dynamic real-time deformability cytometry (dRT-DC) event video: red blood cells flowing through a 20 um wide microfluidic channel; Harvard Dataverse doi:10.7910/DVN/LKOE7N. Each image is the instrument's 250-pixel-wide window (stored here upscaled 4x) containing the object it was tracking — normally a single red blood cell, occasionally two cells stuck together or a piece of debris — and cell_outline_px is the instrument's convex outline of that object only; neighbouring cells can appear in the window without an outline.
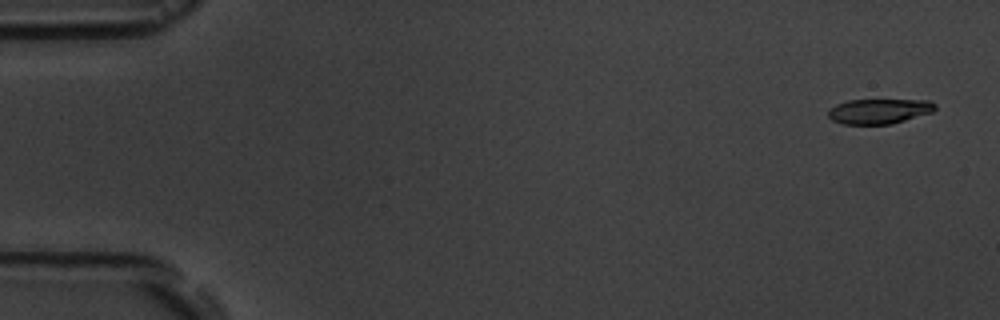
{"species": "common noctule bat (a hibernating species)", "species_latin": "Nyctalus noctula", "temperature_condition": "room temperature", "stored_images_in_passage": 5, "camera_frame_rate_fps": 3000, "um_per_image_px": 0.085, "animal": {"sex": "male", "body_mass_g": 19.5, "forearm_length_mm": 54.6}, "frame": {"image": 1, "passage_image": 1, "time_ms": 0.0, "image_size_px": [1000, 320], "cell_outline_px": [[936, 108], [932, 112], [892, 124], [844, 124], [832, 120], [828, 116], [828, 112], [836, 104], [848, 100], [928, 100], [936, 104]], "centroid_in_image_um": [74.73, 9.45], "position_along_channel_um": 10.3, "area_um2": 15.49}}
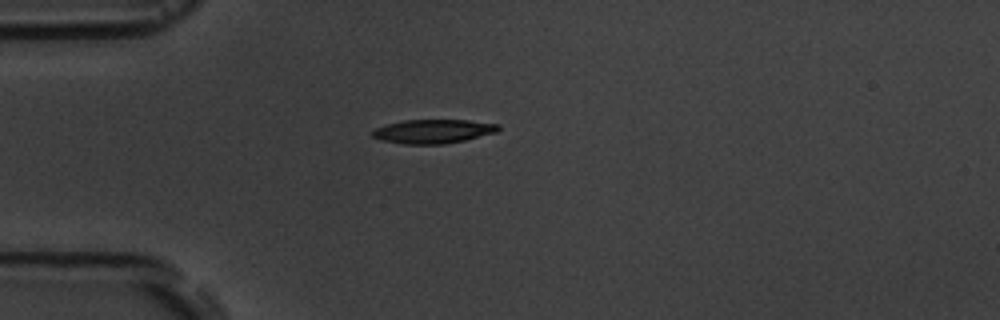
{"frame": {"image": 2, "passage_image": 5, "time_ms": 4.333, "image_size_px": [1000, 320], "cell_outline_px": [[500, 128], [496, 132], [464, 140], [444, 144], [404, 144], [380, 140], [372, 136], [372, 132], [376, 128], [388, 124], [404, 120], [468, 120], [500, 124]], "centroid_in_image_um": [36.82, 11.16], "position_along_channel_um": 48.2, "area_um2": 17.46}}